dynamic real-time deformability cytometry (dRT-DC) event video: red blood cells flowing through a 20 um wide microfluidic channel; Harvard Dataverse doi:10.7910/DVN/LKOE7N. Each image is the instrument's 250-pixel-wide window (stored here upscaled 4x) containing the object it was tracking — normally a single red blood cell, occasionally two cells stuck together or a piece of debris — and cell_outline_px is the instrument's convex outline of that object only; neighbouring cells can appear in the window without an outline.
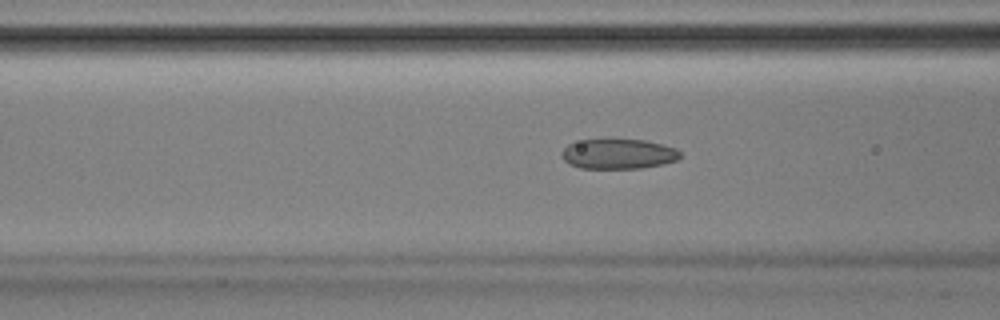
{"species": "Egyptian fruit bat (a non-hibernating species)", "species_latin": "Rousettus aegyptiacus", "temperature_condition": "room temperature", "stored_images_in_passage": 52, "camera_frame_rate_fps": 3000, "um_per_image_px": 0.085, "animal": {"sex": "male"}, "frame": {"image": 1, "passage_image": 20, "time_ms": 6.333, "image_size_px": [1000, 320], "cell_outline_px": [[680, 156], [676, 160], [664, 164], [640, 168], [580, 168], [568, 164], [560, 156], [560, 152], [568, 144], [584, 140], [604, 136], [608, 136], [644, 140], [676, 148], [680, 152]], "centroid_in_image_um": [52.5, 13.04], "position_along_channel_um": 114.1, "area_um2": 21.5}}
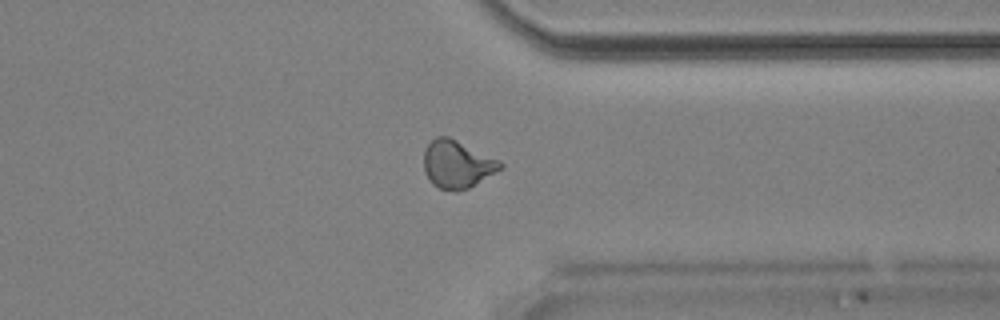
{"frame": {"image": 2, "passage_image": 40, "time_ms": 13.0, "image_size_px": [1000, 320], "cell_outline_px": [[504, 168], [468, 188], [456, 192], [440, 188], [432, 184], [424, 172], [424, 148], [436, 136], [448, 136], [500, 160], [504, 164]], "centroid_in_image_um": [38.86, 13.96], "position_along_channel_um": 372.5, "area_um2": 21.39}}
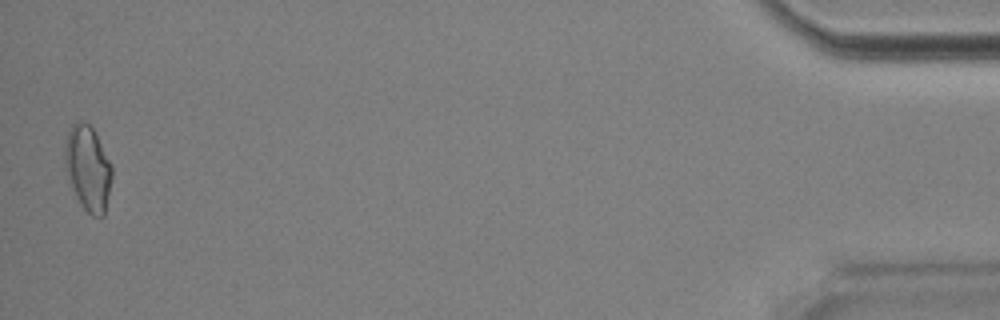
{"frame": {"image": 3, "passage_image": 51, "time_ms": 16.667, "image_size_px": [1000, 320], "cell_outline_px": [[112, 180], [104, 216], [92, 216], [84, 208], [76, 196], [68, 176], [64, 164], [64, 148], [68, 132], [72, 124], [76, 120], [84, 120], [92, 128], [112, 164]], "centroid_in_image_um": [7.48, 14.27], "position_along_channel_um": 427.7, "area_um2": 23.29}, "authors_computed_cell_mechanics": {"area_um2": 21.0103, "velocity_mm_per_s": 3.901, "shape_relaxation_time_tau1_ms": null, "shape_relaxation_time_tau2_ms": 1.488, "deformation_change_tau1": null, "deformation_change_tau2": 0.0807}}